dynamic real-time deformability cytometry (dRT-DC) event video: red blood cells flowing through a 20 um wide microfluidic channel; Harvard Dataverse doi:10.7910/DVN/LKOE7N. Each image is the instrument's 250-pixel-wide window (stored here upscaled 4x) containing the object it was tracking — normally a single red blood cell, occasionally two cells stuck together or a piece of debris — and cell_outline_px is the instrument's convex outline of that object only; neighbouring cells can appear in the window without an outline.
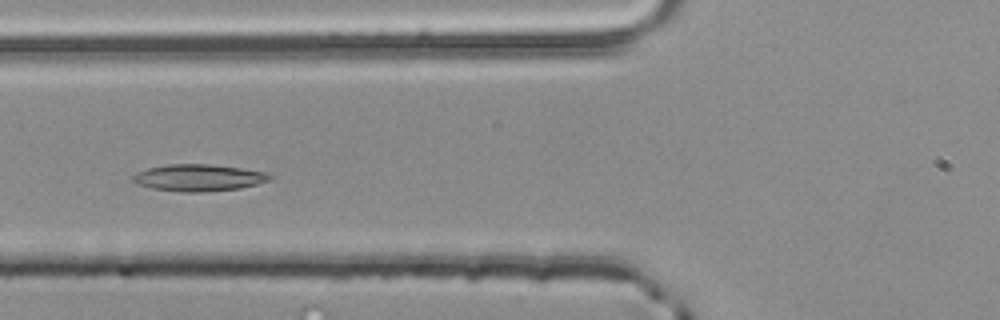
{"species": "common noctule bat (a hibernating species)", "species_latin": "Nyctalus noctula", "temperature_condition": "room temperature", "stored_images_in_passage": 43, "camera_frame_rate_fps": 3000, "um_per_image_px": 0.085, "animal": {"sex": "male", "body_mass_g": 20.4}, "frame": {"image": 1, "passage_image": 14, "time_ms": 4.333, "image_size_px": [1000, 320], "cell_outline_px": [[272, 180], [240, 188], [200, 192], [184, 192], [152, 188], [136, 184], [132, 180], [132, 176], [136, 172], [148, 168], [168, 164], [208, 164], [240, 168], [264, 172], [272, 176]], "centroid_in_image_um": [16.85, 15.1], "position_along_channel_um": 108.9, "area_um2": 21.27}}
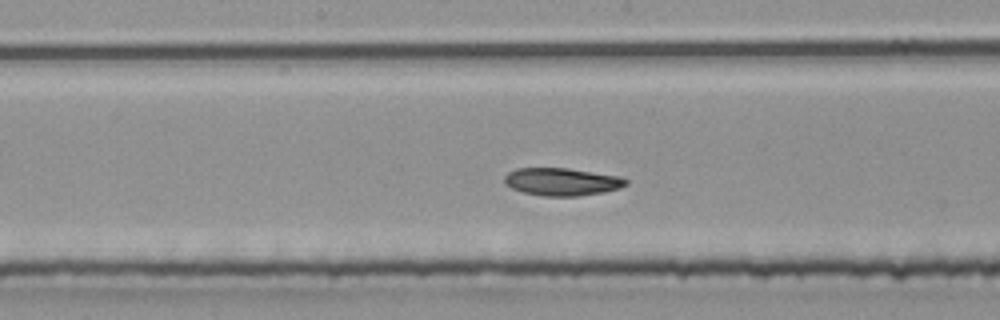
{"frame": {"image": 2, "passage_image": 21, "time_ms": 6.667, "image_size_px": [1000, 320], "cell_outline_px": [[628, 184], [620, 188], [604, 192], [576, 196], [544, 196], [524, 192], [512, 188], [504, 184], [504, 176], [508, 172], [516, 168], [568, 168], [620, 176], [628, 180]], "centroid_in_image_um": [47.76, 15.44], "position_along_channel_um": 200.4, "area_um2": 19.65}}
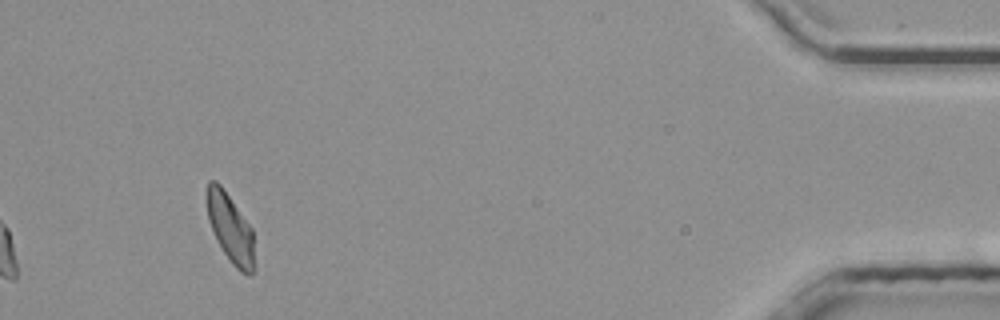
{"frame": {"image": 3, "passage_image": 43, "time_ms": 14.0, "image_size_px": [1000, 320], "cell_outline_px": [[256, 268], [252, 276], [248, 276], [240, 272], [232, 264], [216, 240], [212, 232], [208, 220], [208, 180], [216, 180], [220, 184], [252, 228]], "centroid_in_image_um": [19.63, 19.5], "position_along_channel_um": 415.6, "area_um2": 19.19}}